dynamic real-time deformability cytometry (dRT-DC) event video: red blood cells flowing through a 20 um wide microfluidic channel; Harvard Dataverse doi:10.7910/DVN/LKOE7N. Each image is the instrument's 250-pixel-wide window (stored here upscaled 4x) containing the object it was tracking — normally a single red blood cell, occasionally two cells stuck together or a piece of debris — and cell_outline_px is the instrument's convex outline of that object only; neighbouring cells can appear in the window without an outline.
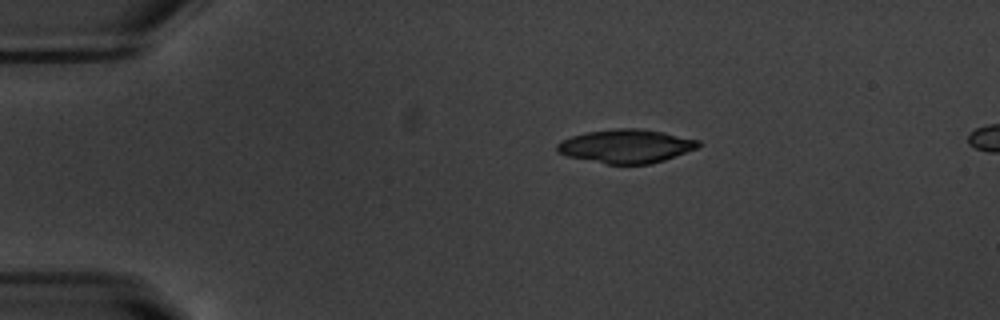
{"species": "common noctule bat (a hibernating species)", "species_latin": "Nyctalus noctula", "temperature_condition": "warm", "stored_images_in_passage": 44, "camera_frame_rate_fps": 3000, "um_per_image_px": 0.085, "animal": {"sex": "male", "body_mass_g": 20.1, "forearm_length_mm": 53.5}, "frame": {"image": 1, "passage_image": 1, "time_ms": 0.0, "image_size_px": [1000, 320], "cell_outline_px": [[704, 144], [696, 148], [664, 160], [652, 164], [604, 164], [568, 156], [560, 152], [556, 148], [556, 144], [560, 140], [572, 136], [588, 132], [616, 128], [640, 128], [664, 132], [700, 140]], "centroid_in_image_um": [53.24, 12.42], "position_along_channel_um": 31.8, "area_um2": 27.74}}